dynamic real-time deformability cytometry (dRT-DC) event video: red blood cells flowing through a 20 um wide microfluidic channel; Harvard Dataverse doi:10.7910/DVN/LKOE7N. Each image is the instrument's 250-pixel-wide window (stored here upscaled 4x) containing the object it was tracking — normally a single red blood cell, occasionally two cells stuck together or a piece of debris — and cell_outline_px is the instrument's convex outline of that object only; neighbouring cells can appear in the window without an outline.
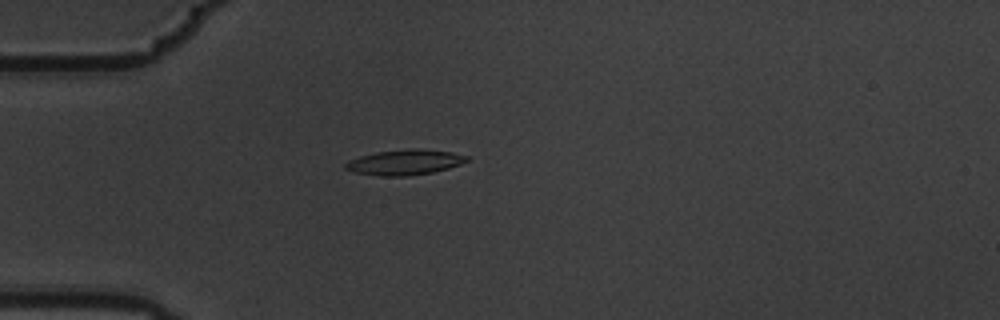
{"species": "common noctule bat (a hibernating species)", "species_latin": "Nyctalus noctula", "temperature_condition": "warm", "stored_images_in_passage": 6, "camera_frame_rate_fps": 3000, "um_per_image_px": 0.085, "animal": {"sex": "male", "body_mass_g": 19.5, "forearm_length_mm": 54.6}, "frame": {"image": 1, "passage_image": 5, "time_ms": 1.333, "image_size_px": [1000, 320], "cell_outline_px": [[468, 160], [460, 164], [448, 168], [432, 172], [408, 176], [380, 176], [352, 172], [344, 168], [344, 164], [348, 160], [360, 156], [376, 152], [412, 148], [416, 148], [452, 152], [468, 156]], "centroid_in_image_um": [34.36, 13.79], "position_along_channel_um": 50.6, "area_um2": 17.92}}